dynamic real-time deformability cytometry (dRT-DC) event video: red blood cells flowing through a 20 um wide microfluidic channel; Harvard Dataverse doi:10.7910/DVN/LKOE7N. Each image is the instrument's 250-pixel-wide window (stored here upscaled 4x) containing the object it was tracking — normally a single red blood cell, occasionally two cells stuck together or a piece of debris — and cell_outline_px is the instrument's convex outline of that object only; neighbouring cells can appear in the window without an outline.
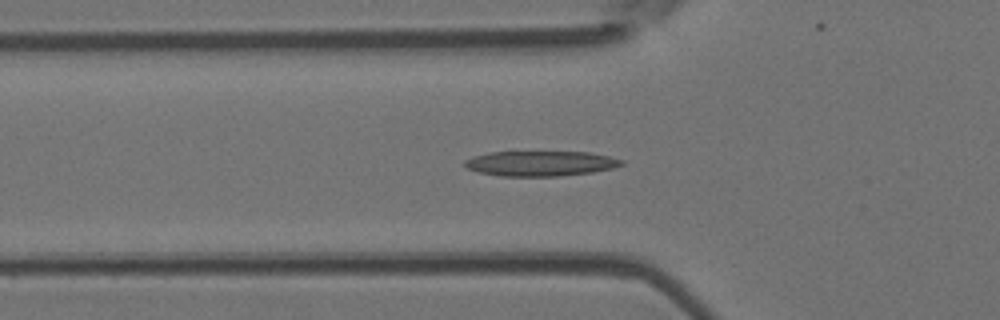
{"species": "Egyptian fruit bat (a non-hibernating species)", "species_latin": "Rousettus aegyptiacus", "temperature_condition": "room temperature", "stored_images_in_passage": 38, "camera_frame_rate_fps": 3000, "um_per_image_px": 0.085, "animal": {"sex": "female"}, "frame": {"image": 1, "passage_image": 4, "time_ms": 1.0, "image_size_px": [1000, 320], "cell_outline_px": [[624, 164], [612, 168], [592, 172], [560, 176], [500, 176], [480, 172], [468, 168], [464, 164], [464, 160], [472, 156], [488, 152], [588, 152], [608, 156], [624, 160]], "centroid_in_image_um": [45.93, 13.89], "position_along_channel_um": 79.9, "area_um2": 22.89}}
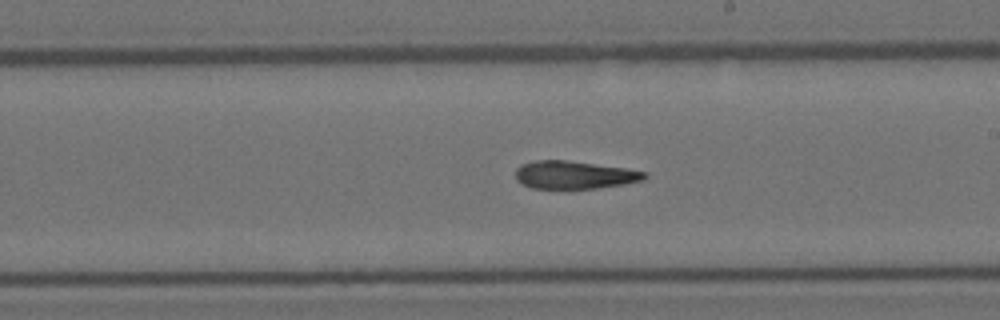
{"frame": {"image": 2, "passage_image": 16, "time_ms": 5.0, "image_size_px": [1000, 320], "cell_outline_px": [[648, 176], [644, 180], [624, 184], [600, 188], [532, 188], [520, 184], [516, 180], [516, 168], [520, 164], [536, 160], [568, 160], [628, 168], [648, 172]], "centroid_in_image_um": [48.84, 14.86], "position_along_channel_um": 240.2, "area_um2": 21.27}}
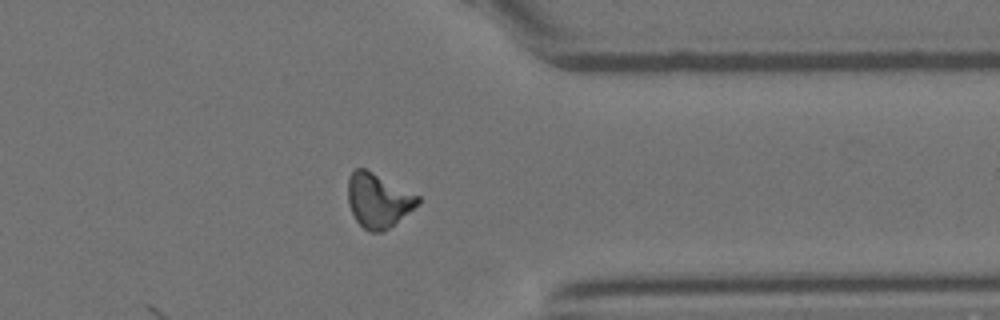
{"frame": {"image": 3, "passage_image": 27, "time_ms": 8.667, "image_size_px": [1000, 320], "cell_outline_px": [[420, 204], [384, 232], [372, 232], [364, 228], [356, 220], [348, 204], [348, 180], [352, 172], [356, 168], [364, 168], [420, 196]], "centroid_in_image_um": [32.16, 17.05], "position_along_channel_um": 379.2, "area_um2": 21.96}, "authors_computed_cell_mechanics": {"area_um2": 21.7039, "velocity_mm_per_s": 3.9932, "shape_relaxation_time_tau1_ms": 7.448, "shape_relaxation_time_tau2_ms": 9.1009, "deformation_change_tau1": 0.2082, "deformation_change_tau2": 0.202}}